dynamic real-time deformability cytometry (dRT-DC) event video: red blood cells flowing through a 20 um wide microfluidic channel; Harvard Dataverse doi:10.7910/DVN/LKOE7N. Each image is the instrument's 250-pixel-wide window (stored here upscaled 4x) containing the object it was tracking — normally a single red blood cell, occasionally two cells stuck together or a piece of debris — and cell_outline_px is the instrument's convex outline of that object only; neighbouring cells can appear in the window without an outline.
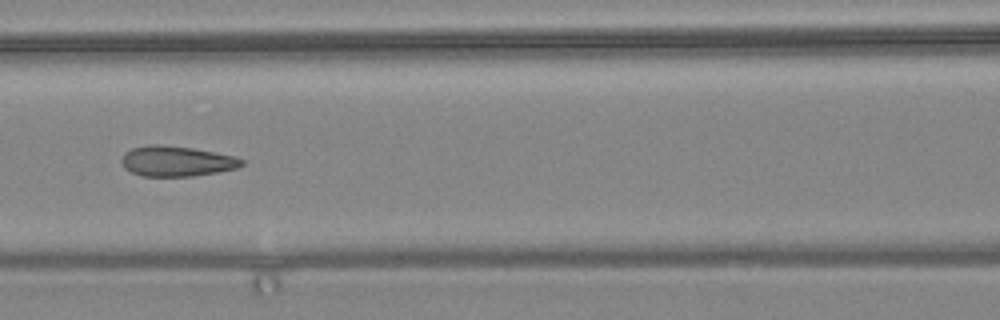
{"species": "common noctule bat (a hibernating species)", "species_latin": "Nyctalus noctula", "temperature_condition": "warm", "stored_images_in_passage": 8, "camera_frame_rate_fps": 3000, "um_per_image_px": 0.085, "animal": {"sex": "female", "body_mass_g": 24.6, "forearm_length_mm": 56.2}, "frame": {"image": 1, "passage_image": 6, "time_ms": 1.667, "image_size_px": [1000, 320], "cell_outline_px": [[244, 164], [236, 168], [216, 172], [192, 176], [140, 176], [124, 168], [120, 160], [124, 152], [132, 148], [148, 144], [160, 144], [192, 148], [236, 156], [244, 160]], "centroid_in_image_um": [14.98, 13.69], "position_along_channel_um": 151.6, "area_um2": 21.33}}
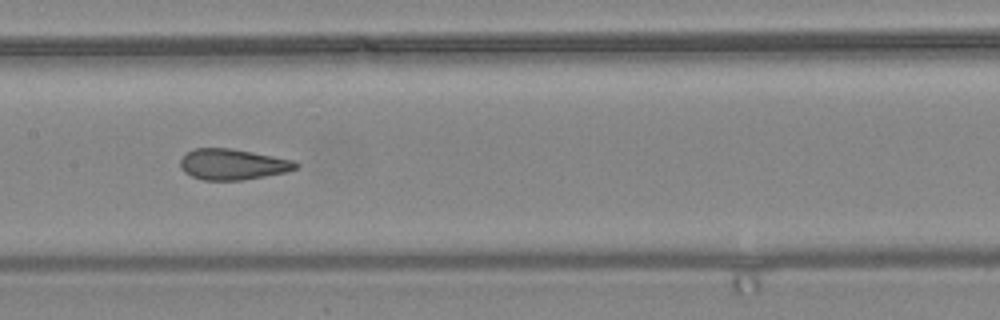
{"frame": {"image": 2, "passage_image": 7, "time_ms": 2.0, "image_size_px": [1000, 320], "cell_outline_px": [[300, 164], [296, 168], [288, 172], [244, 180], [204, 180], [192, 176], [184, 172], [180, 168], [180, 160], [192, 148], [232, 148], [292, 160]], "centroid_in_image_um": [19.77, 13.97], "position_along_channel_um": 187.6, "area_um2": 20.75}}
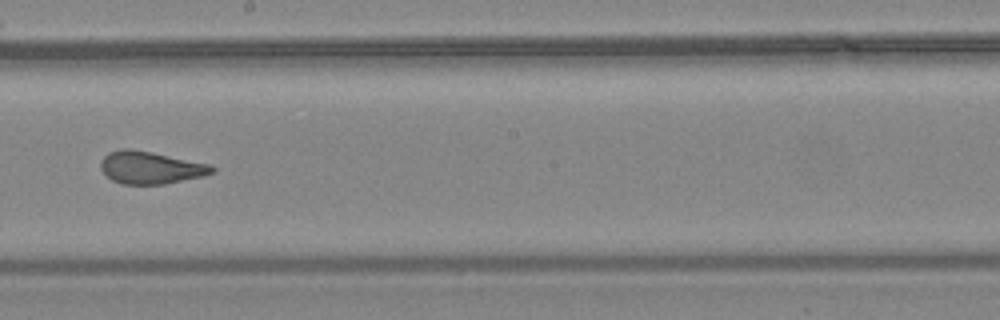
{"frame": {"image": 3, "passage_image": 8, "time_ms": 2.333, "image_size_px": [1000, 320], "cell_outline_px": [[216, 168], [212, 172], [204, 176], [164, 184], [120, 184], [112, 180], [100, 168], [100, 160], [108, 152], [120, 148], [132, 148], [212, 164]], "centroid_in_image_um": [12.79, 14.23], "position_along_channel_um": 235.4, "area_um2": 21.27}}